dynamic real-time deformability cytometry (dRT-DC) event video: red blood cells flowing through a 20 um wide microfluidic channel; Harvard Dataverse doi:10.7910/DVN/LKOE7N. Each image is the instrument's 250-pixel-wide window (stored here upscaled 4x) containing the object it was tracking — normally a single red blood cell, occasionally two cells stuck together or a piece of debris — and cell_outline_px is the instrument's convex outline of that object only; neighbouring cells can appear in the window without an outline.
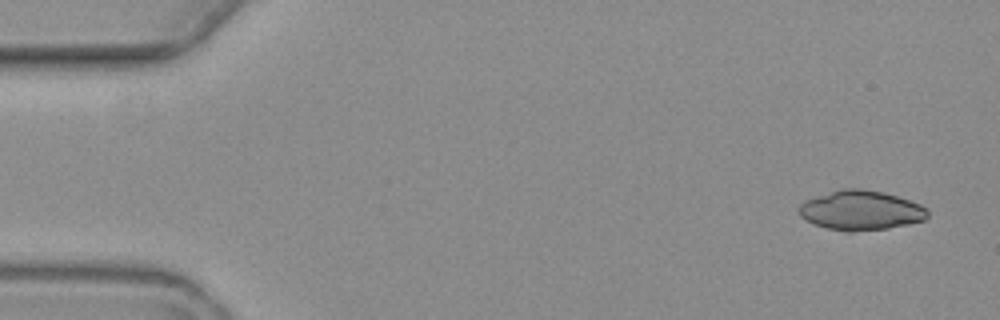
{"species": "common noctule bat (a hibernating species)", "species_latin": "Nyctalus noctula", "temperature_condition": "warm", "stored_images_in_passage": 8, "camera_frame_rate_fps": 3000, "um_per_image_px": 0.085, "animal": {"sex": "female", "body_mass_g": 19.3, "forearm_length_mm": 54.1}, "frame": {"image": 1, "passage_image": 1, "time_ms": 0.0, "image_size_px": [1000, 320], "cell_outline_px": [[928, 216], [924, 220], [908, 224], [888, 228], [852, 232], [844, 232], [828, 228], [816, 224], [800, 216], [800, 204], [804, 200], [840, 188], [860, 188], [884, 192], [920, 204], [928, 212]], "centroid_in_image_um": [73.16, 17.87], "position_along_channel_um": 11.8, "area_um2": 29.54}}